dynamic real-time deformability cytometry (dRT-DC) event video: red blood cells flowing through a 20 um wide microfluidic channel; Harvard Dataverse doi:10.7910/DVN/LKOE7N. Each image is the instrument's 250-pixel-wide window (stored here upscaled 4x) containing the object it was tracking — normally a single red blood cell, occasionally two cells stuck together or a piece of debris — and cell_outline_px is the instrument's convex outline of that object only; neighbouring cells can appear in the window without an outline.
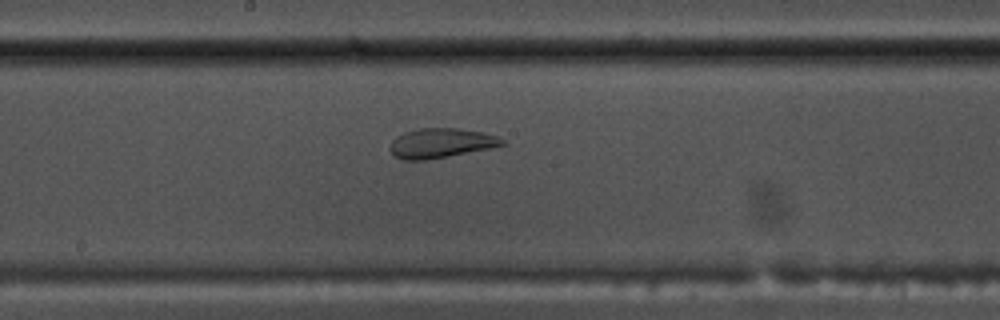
{"species": "common noctule bat (a hibernating species)", "species_latin": "Nyctalus noctula", "temperature_condition": "warm", "stored_images_in_passage": 31, "camera_frame_rate_fps": 3000, "um_per_image_px": 0.085, "animal": {"sex": "male", "body_mass_g": 17.5, "forearm_length_mm": 52.3}, "frame": {"image": 1, "passage_image": 13, "time_ms": 4.0, "image_size_px": [1000, 320], "cell_outline_px": [[508, 144], [428, 160], [404, 160], [396, 156], [388, 148], [392, 140], [396, 136], [404, 132], [420, 128], [460, 128], [480, 132], [496, 136], [504, 140]], "centroid_in_image_um": [37.45, 12.16], "position_along_channel_um": 210.8, "area_um2": 19.25}}
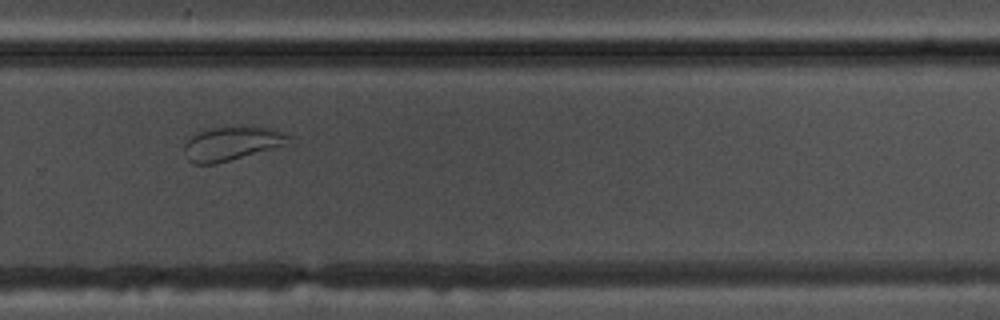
{"frame": {"image": 2, "passage_image": 21, "time_ms": 6.667, "image_size_px": [1000, 320], "cell_outline_px": [[288, 140], [272, 148], [216, 164], [196, 164], [188, 160], [184, 148], [184, 144], [192, 136], [200, 132], [212, 128], [244, 124], [264, 128], [280, 132], [288, 136]], "centroid_in_image_um": [19.6, 12.18], "position_along_channel_um": 310.2, "area_um2": 20.06}}
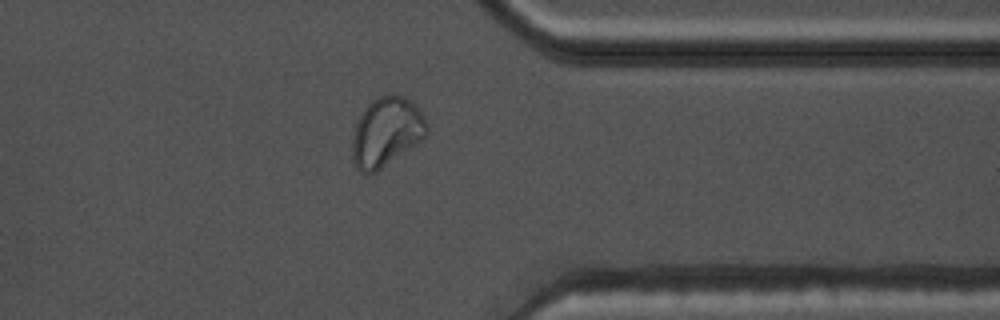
{"frame": {"image": 3, "passage_image": 27, "time_ms": 8.667, "image_size_px": [1000, 320], "cell_outline_px": [[428, 132], [420, 140], [376, 172], [368, 176], [360, 172], [356, 168], [352, 160], [352, 136], [356, 124], [364, 108], [372, 100], [380, 96], [404, 96], [412, 100], [428, 124]], "centroid_in_image_um": [32.8, 11.24], "position_along_channel_um": 378.6, "area_um2": 29.82}}